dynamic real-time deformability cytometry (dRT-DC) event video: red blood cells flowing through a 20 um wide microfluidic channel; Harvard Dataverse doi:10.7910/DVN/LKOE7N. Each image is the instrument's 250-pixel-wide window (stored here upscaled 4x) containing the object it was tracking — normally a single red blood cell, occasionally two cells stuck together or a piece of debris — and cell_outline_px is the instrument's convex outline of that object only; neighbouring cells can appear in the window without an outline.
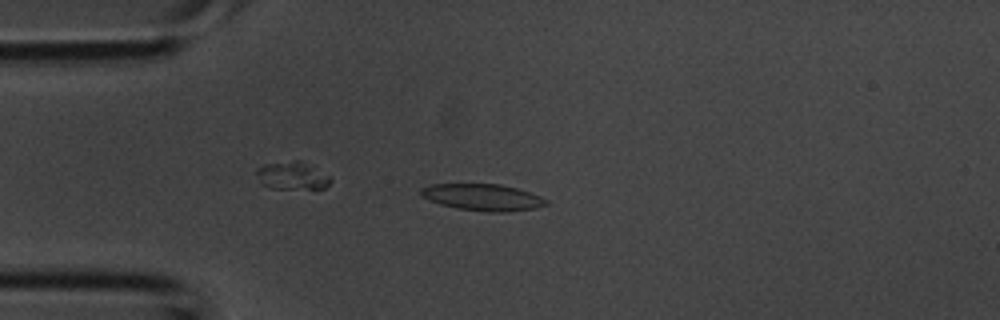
{"species": "common noctule bat (a hibernating species)", "species_latin": "Nyctalus noctula", "temperature_condition": "room temperature", "stored_images_in_passage": 36, "camera_frame_rate_fps": 3000, "um_per_image_px": 0.085, "animal": {"sex": "male", "body_mass_g": 20.1, "forearm_length_mm": 53.5}, "frame": {"image": 1, "passage_image": 8, "time_ms": 2.333, "image_size_px": [1000, 320], "cell_outline_px": [[548, 204], [536, 208], [504, 212], [488, 212], [456, 208], [440, 204], [420, 196], [420, 188], [428, 184], [500, 184], [516, 188], [540, 196], [548, 200]], "centroid_in_image_um": [41.0, 16.76], "position_along_channel_um": 44.0, "area_um2": 19.48}}
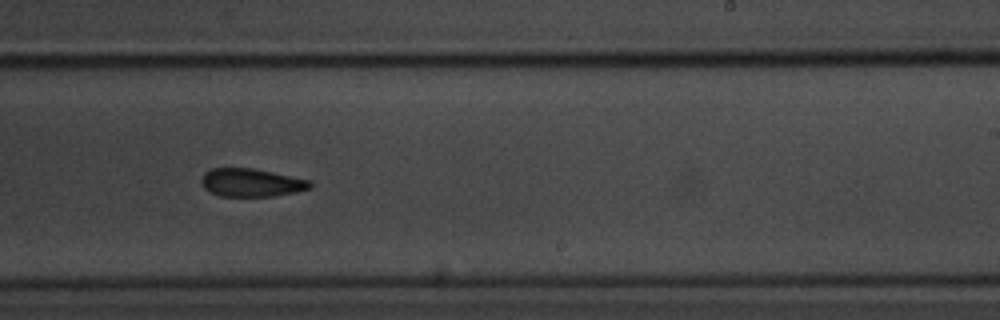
{"frame": {"image": 2, "passage_image": 22, "time_ms": 7.0, "image_size_px": [1000, 320], "cell_outline_px": [[312, 188], [296, 192], [272, 196], [220, 196], [204, 188], [200, 180], [204, 172], [212, 168], [252, 168], [312, 180]], "centroid_in_image_um": [21.38, 15.52], "position_along_channel_um": 267.6, "area_um2": 17.86}}
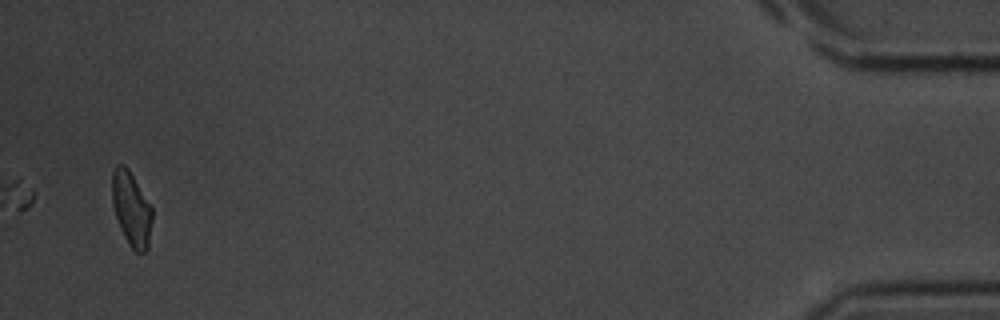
{"frame": {"image": 3, "passage_image": 36, "time_ms": 11.667, "image_size_px": [1000, 320], "cell_outline_px": [[152, 220], [148, 248], [144, 252], [136, 252], [128, 244], [120, 228], [112, 204], [112, 172], [116, 164], [124, 164], [128, 168], [152, 208]], "centroid_in_image_um": [11.16, 17.75], "position_along_channel_um": 424.0, "area_um2": 17.28}}